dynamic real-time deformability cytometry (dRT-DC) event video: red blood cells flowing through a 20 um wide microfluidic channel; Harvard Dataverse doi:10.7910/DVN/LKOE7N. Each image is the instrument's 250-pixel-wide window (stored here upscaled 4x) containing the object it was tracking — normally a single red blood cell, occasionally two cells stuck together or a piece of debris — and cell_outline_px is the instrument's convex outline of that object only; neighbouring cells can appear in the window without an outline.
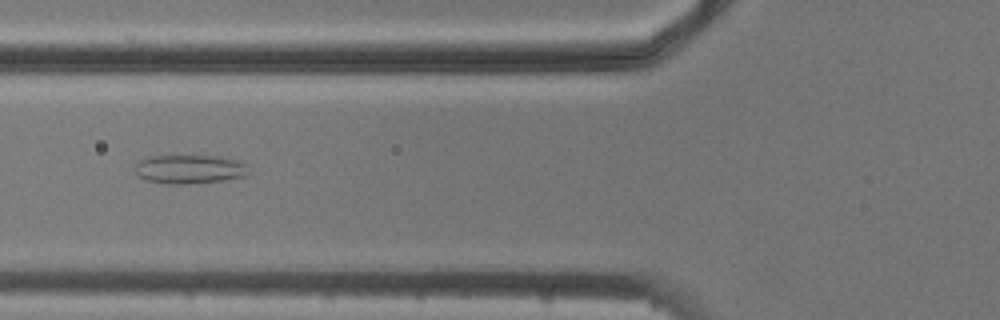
{"species": "common noctule bat (a hibernating species)", "species_latin": "Nyctalus noctula", "temperature_condition": "cold", "stored_images_in_passage": 8, "camera_frame_rate_fps": 3000, "um_per_image_px": 0.085, "animal": {"sex": "male", "body_mass_g": 20.5, "forearm_length_mm": 52.5}, "frame": {"image": 1, "passage_image": 3, "time_ms": 2.333, "image_size_px": [1000, 320], "cell_outline_px": [[248, 176], [220, 180], [184, 184], [172, 184], [148, 180], [140, 176], [136, 172], [136, 164], [140, 160], [152, 156], [216, 156], [244, 160], [248, 164]], "centroid_in_image_um": [16.21, 14.36], "position_along_channel_um": 109.6, "area_um2": 19.02}}
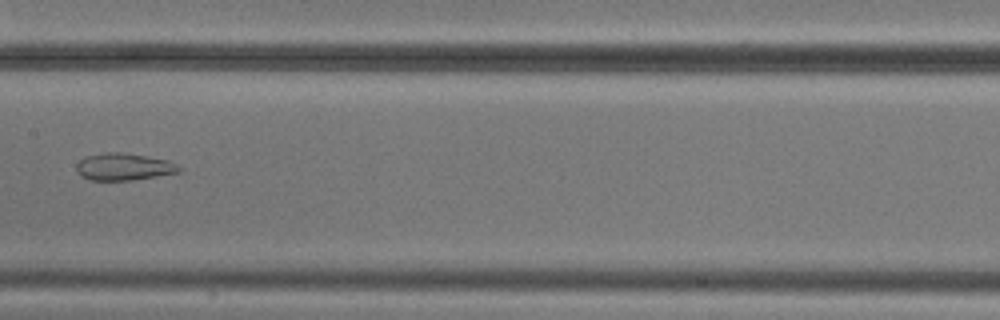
{"frame": {"image": 2, "passage_image": 5, "time_ms": 4.667, "image_size_px": [1000, 320], "cell_outline_px": [[184, 168], [180, 172], [132, 180], [92, 180], [80, 176], [76, 172], [76, 164], [84, 156], [108, 152], [120, 152], [148, 156], [168, 160]], "centroid_in_image_um": [10.52, 14.17], "position_along_channel_um": 196.9, "area_um2": 16.36}}